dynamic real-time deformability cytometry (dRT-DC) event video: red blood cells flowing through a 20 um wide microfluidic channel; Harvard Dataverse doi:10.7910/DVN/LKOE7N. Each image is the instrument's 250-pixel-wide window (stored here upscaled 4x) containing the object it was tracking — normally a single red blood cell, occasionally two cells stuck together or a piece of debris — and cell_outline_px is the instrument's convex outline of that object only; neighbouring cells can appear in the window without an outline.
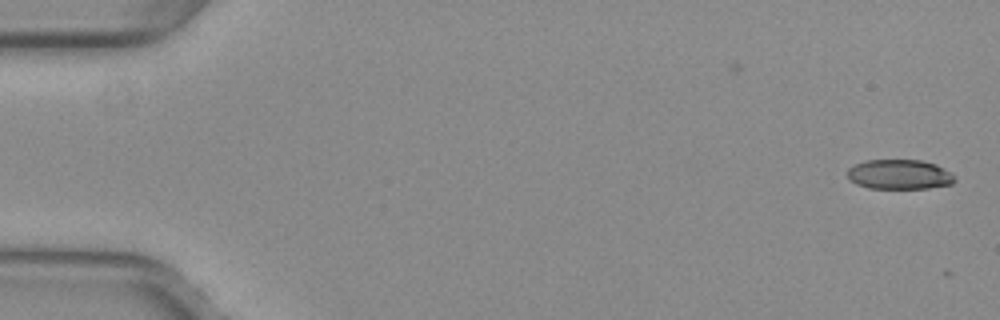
{"species": "common noctule bat (a hibernating species)", "species_latin": "Nyctalus noctula", "temperature_condition": "warm", "stored_images_in_passage": 6, "camera_frame_rate_fps": 3000, "um_per_image_px": 0.085, "animal": {"sex": "female", "body_mass_g": 29.2, "forearm_length_mm": 56.3}, "frame": {"image": 1, "passage_image": 2, "time_ms": 0.333, "image_size_px": [1000, 320], "cell_outline_px": [[956, 180], [952, 184], [928, 188], [868, 188], [856, 184], [848, 180], [848, 168], [864, 160], [920, 160], [936, 164], [944, 168], [956, 176]], "centroid_in_image_um": [76.46, 14.83], "position_along_channel_um": 8.5, "area_um2": 18.73}}